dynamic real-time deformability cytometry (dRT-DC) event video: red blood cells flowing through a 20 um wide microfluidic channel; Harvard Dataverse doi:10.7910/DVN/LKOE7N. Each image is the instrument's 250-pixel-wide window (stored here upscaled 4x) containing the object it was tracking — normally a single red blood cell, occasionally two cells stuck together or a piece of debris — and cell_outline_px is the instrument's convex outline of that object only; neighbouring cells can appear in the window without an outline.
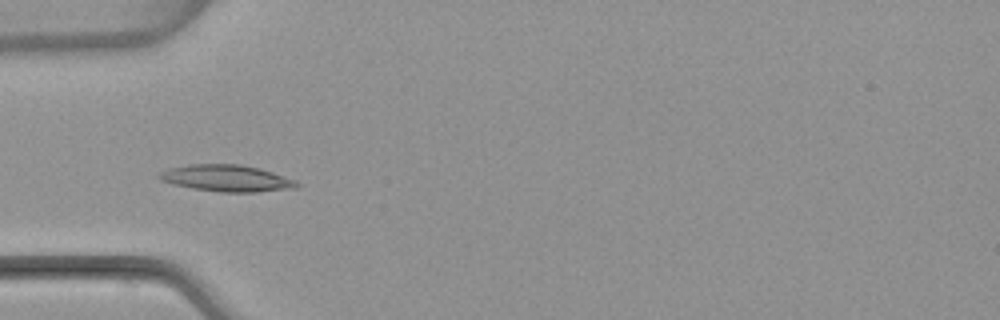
{"species": "common noctule bat (a hibernating species)", "species_latin": "Nyctalus noctula", "temperature_condition": "warm", "stored_images_in_passage": 5, "camera_frame_rate_fps": 3000, "um_per_image_px": 0.085, "animal": {"sex": "female", "body_mass_g": 22.7, "forearm_length_mm": 54.2}, "frame": {"image": 1, "passage_image": 4, "time_ms": 3.667, "image_size_px": [1000, 320], "cell_outline_px": [[300, 184], [296, 188], [256, 192], [220, 192], [192, 188], [172, 184], [160, 180], [156, 176], [160, 172], [168, 168], [188, 164], [240, 164], [260, 168], [296, 180]], "centroid_in_image_um": [19.24, 15.14], "position_along_channel_um": 65.8, "area_um2": 21.5}}
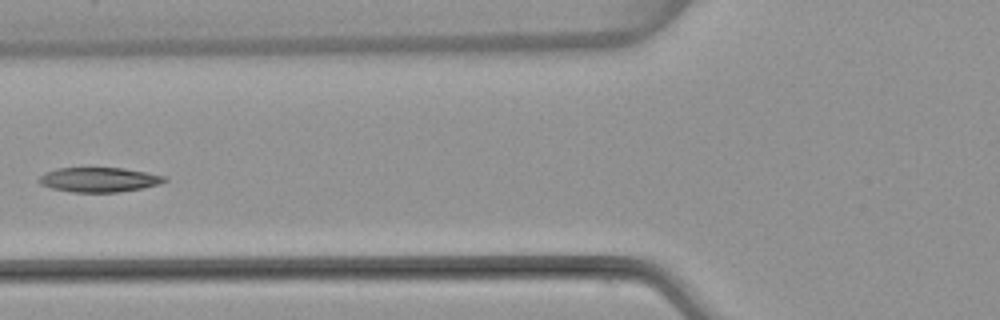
{"frame": {"image": 2, "passage_image": 5, "time_ms": 5.0, "image_size_px": [1000, 320], "cell_outline_px": [[168, 180], [160, 184], [140, 188], [116, 192], [72, 192], [52, 188], [40, 184], [36, 180], [44, 172], [56, 168], [124, 168], [148, 172], [164, 176]], "centroid_in_image_um": [8.39, 15.26], "position_along_channel_um": 117.4, "area_um2": 18.03}}